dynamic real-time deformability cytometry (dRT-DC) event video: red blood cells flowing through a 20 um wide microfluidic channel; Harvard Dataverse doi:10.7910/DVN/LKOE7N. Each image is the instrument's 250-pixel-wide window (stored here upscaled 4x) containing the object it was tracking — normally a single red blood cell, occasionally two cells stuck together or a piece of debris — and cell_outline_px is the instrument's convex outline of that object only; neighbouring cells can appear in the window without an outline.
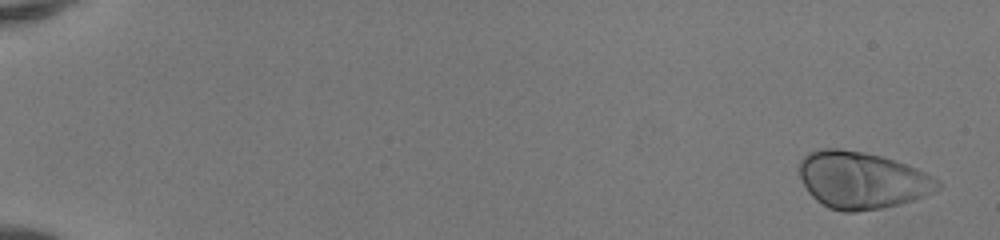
{"species": "human", "species_latin": "Homo sapiens", "temperature_condition": "room temperature", "stored_images_in_passage": 51, "camera_frame_rate_fps": 3000, "um_per_image_px": 0.085, "donor": {"sex": "female"}, "frame": {"image": 1, "passage_image": 2, "time_ms": 0.333, "image_size_px": [1000, 240], "cell_outline_px": [[944, 184], [936, 192], [912, 200], [884, 208], [856, 212], [844, 212], [828, 208], [816, 200], [808, 192], [800, 176], [800, 160], [808, 152], [820, 148], [836, 148], [864, 152], [884, 156], [908, 164], [940, 180]], "centroid_in_image_um": [73.29, 15.31], "position_along_channel_um": 11.7, "area_um2": 46.41}}
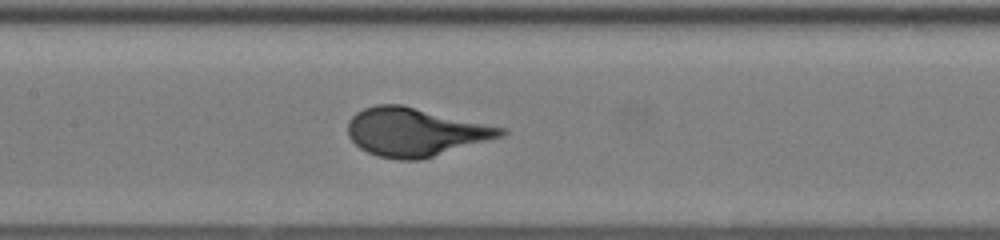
{"frame": {"image": 2, "passage_image": 27, "time_ms": 8.667, "image_size_px": [1000, 240], "cell_outline_px": [[508, 132], [504, 136], [420, 160], [400, 160], [380, 156], [368, 152], [360, 148], [348, 136], [348, 120], [356, 112], [364, 108], [376, 104], [400, 104], [508, 128]], "centroid_in_image_um": [35.32, 11.21], "position_along_channel_um": 172.1, "area_um2": 43.18}}
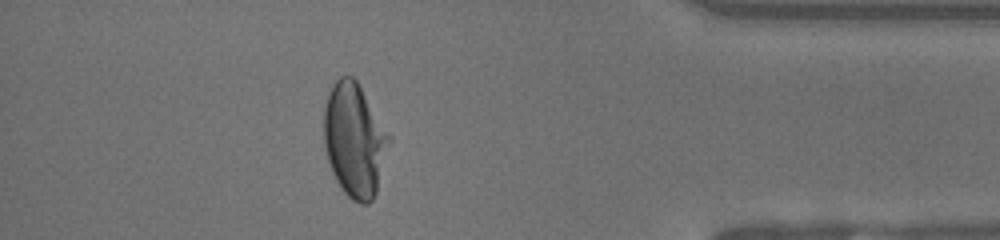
{"frame": {"image": 3, "passage_image": 46, "time_ms": 15.0, "image_size_px": [1000, 240], "cell_outline_px": [[392, 140], [376, 192], [372, 200], [368, 204], [360, 204], [352, 200], [340, 188], [332, 172], [324, 148], [324, 108], [328, 92], [332, 84], [340, 76], [352, 76], [356, 80], [392, 136]], "centroid_in_image_um": [30.15, 11.9], "position_along_channel_um": 405.1, "area_um2": 43.64}}